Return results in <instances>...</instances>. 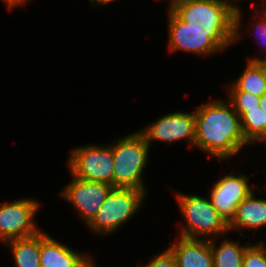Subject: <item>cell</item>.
Masks as SVG:
<instances>
[{"instance_id":"1","label":"cell","mask_w":266,"mask_h":267,"mask_svg":"<svg viewBox=\"0 0 266 267\" xmlns=\"http://www.w3.org/2000/svg\"><path fill=\"white\" fill-rule=\"evenodd\" d=\"M194 114V148L208 158L219 160L221 164L237 157L245 148L249 150L250 144L243 135L240 117L225 97H210L194 107Z\"/></svg>"},{"instance_id":"2","label":"cell","mask_w":266,"mask_h":267,"mask_svg":"<svg viewBox=\"0 0 266 267\" xmlns=\"http://www.w3.org/2000/svg\"><path fill=\"white\" fill-rule=\"evenodd\" d=\"M167 50L169 54L192 53L200 58L224 53L233 46L235 29L191 28L172 10H167ZM215 54V55H214Z\"/></svg>"},{"instance_id":"3","label":"cell","mask_w":266,"mask_h":267,"mask_svg":"<svg viewBox=\"0 0 266 267\" xmlns=\"http://www.w3.org/2000/svg\"><path fill=\"white\" fill-rule=\"evenodd\" d=\"M113 165V187L135 188L148 195L144 176L149 163L150 146L137 129L131 133L111 139Z\"/></svg>"},{"instance_id":"4","label":"cell","mask_w":266,"mask_h":267,"mask_svg":"<svg viewBox=\"0 0 266 267\" xmlns=\"http://www.w3.org/2000/svg\"><path fill=\"white\" fill-rule=\"evenodd\" d=\"M175 203L183 217L177 236L188 239H213L228 235L229 224L211 204L208 196L174 191ZM176 192V193H175Z\"/></svg>"},{"instance_id":"5","label":"cell","mask_w":266,"mask_h":267,"mask_svg":"<svg viewBox=\"0 0 266 267\" xmlns=\"http://www.w3.org/2000/svg\"><path fill=\"white\" fill-rule=\"evenodd\" d=\"M147 197L135 188H113L86 229L104 238L114 235L140 213Z\"/></svg>"},{"instance_id":"6","label":"cell","mask_w":266,"mask_h":267,"mask_svg":"<svg viewBox=\"0 0 266 267\" xmlns=\"http://www.w3.org/2000/svg\"><path fill=\"white\" fill-rule=\"evenodd\" d=\"M68 153L66 168L74 177L113 186L114 159L109 143L74 146Z\"/></svg>"},{"instance_id":"7","label":"cell","mask_w":266,"mask_h":267,"mask_svg":"<svg viewBox=\"0 0 266 267\" xmlns=\"http://www.w3.org/2000/svg\"><path fill=\"white\" fill-rule=\"evenodd\" d=\"M237 0H190L172 11L191 28L235 29Z\"/></svg>"},{"instance_id":"8","label":"cell","mask_w":266,"mask_h":267,"mask_svg":"<svg viewBox=\"0 0 266 267\" xmlns=\"http://www.w3.org/2000/svg\"><path fill=\"white\" fill-rule=\"evenodd\" d=\"M42 203L33 196L2 201L0 204V244L3 245L13 239L31 237L42 231L36 221Z\"/></svg>"},{"instance_id":"9","label":"cell","mask_w":266,"mask_h":267,"mask_svg":"<svg viewBox=\"0 0 266 267\" xmlns=\"http://www.w3.org/2000/svg\"><path fill=\"white\" fill-rule=\"evenodd\" d=\"M145 137L150 148L156 142L174 145L178 142H187L194 147L195 143V114L194 108L190 111H172L159 115L154 121L138 129ZM173 143V144H172Z\"/></svg>"},{"instance_id":"10","label":"cell","mask_w":266,"mask_h":267,"mask_svg":"<svg viewBox=\"0 0 266 267\" xmlns=\"http://www.w3.org/2000/svg\"><path fill=\"white\" fill-rule=\"evenodd\" d=\"M216 181L209 186L207 194L211 204L218 213L229 224L234 218L237 206L246 197H248L259 185H252L249 178L252 175H246L237 171H231L221 175Z\"/></svg>"},{"instance_id":"11","label":"cell","mask_w":266,"mask_h":267,"mask_svg":"<svg viewBox=\"0 0 266 267\" xmlns=\"http://www.w3.org/2000/svg\"><path fill=\"white\" fill-rule=\"evenodd\" d=\"M69 175L72 176L70 181L60 189L58 194L61 199L72 205V210H75L76 215L87 226L114 187L107 183L76 178L71 173Z\"/></svg>"},{"instance_id":"12","label":"cell","mask_w":266,"mask_h":267,"mask_svg":"<svg viewBox=\"0 0 266 267\" xmlns=\"http://www.w3.org/2000/svg\"><path fill=\"white\" fill-rule=\"evenodd\" d=\"M89 253L77 251L53 235L51 237L49 232L40 231L41 267H99Z\"/></svg>"},{"instance_id":"13","label":"cell","mask_w":266,"mask_h":267,"mask_svg":"<svg viewBox=\"0 0 266 267\" xmlns=\"http://www.w3.org/2000/svg\"><path fill=\"white\" fill-rule=\"evenodd\" d=\"M260 186L259 184V187L237 206L236 214L229 223L230 234L234 231L239 232V237H245L243 232L248 230V233L251 231L252 237L255 238V235H258L257 232L266 229V197H257V190L258 193H262L264 189Z\"/></svg>"},{"instance_id":"14","label":"cell","mask_w":266,"mask_h":267,"mask_svg":"<svg viewBox=\"0 0 266 267\" xmlns=\"http://www.w3.org/2000/svg\"><path fill=\"white\" fill-rule=\"evenodd\" d=\"M176 237L166 248L174 256L177 267H213L210 240Z\"/></svg>"},{"instance_id":"15","label":"cell","mask_w":266,"mask_h":267,"mask_svg":"<svg viewBox=\"0 0 266 267\" xmlns=\"http://www.w3.org/2000/svg\"><path fill=\"white\" fill-rule=\"evenodd\" d=\"M240 2L236 6L235 10V31H234V41L233 43L238 44L242 40V37H245V34H251L250 37H254V42L259 45V53L246 58L248 61H261L266 62V21H264L255 11H253V16L250 17V23L248 25L244 24V10L240 6ZM243 11V12H242ZM252 22V23H251ZM248 28L245 29L242 27ZM247 26V27H246ZM242 29V30H241ZM244 29V31H243ZM253 32V33H252ZM261 46V47H260ZM264 49V50H263ZM265 51V52H264ZM265 54H264V53ZM261 54V56H260ZM263 54V55H262ZM258 55V56H257Z\"/></svg>"},{"instance_id":"16","label":"cell","mask_w":266,"mask_h":267,"mask_svg":"<svg viewBox=\"0 0 266 267\" xmlns=\"http://www.w3.org/2000/svg\"><path fill=\"white\" fill-rule=\"evenodd\" d=\"M243 72L227 82L224 90H241L261 97L266 93V62L246 60Z\"/></svg>"},{"instance_id":"17","label":"cell","mask_w":266,"mask_h":267,"mask_svg":"<svg viewBox=\"0 0 266 267\" xmlns=\"http://www.w3.org/2000/svg\"><path fill=\"white\" fill-rule=\"evenodd\" d=\"M238 241L232 240L227 235L210 239L213 267H242L245 250L251 243L249 237L247 242H243L244 244L241 240Z\"/></svg>"},{"instance_id":"18","label":"cell","mask_w":266,"mask_h":267,"mask_svg":"<svg viewBox=\"0 0 266 267\" xmlns=\"http://www.w3.org/2000/svg\"><path fill=\"white\" fill-rule=\"evenodd\" d=\"M3 246L12 253L16 267H41L40 232L31 237L7 241Z\"/></svg>"},{"instance_id":"19","label":"cell","mask_w":266,"mask_h":267,"mask_svg":"<svg viewBox=\"0 0 266 267\" xmlns=\"http://www.w3.org/2000/svg\"><path fill=\"white\" fill-rule=\"evenodd\" d=\"M240 121L243 135L250 147L266 143V112L260 107L247 109V113L240 118Z\"/></svg>"},{"instance_id":"20","label":"cell","mask_w":266,"mask_h":267,"mask_svg":"<svg viewBox=\"0 0 266 267\" xmlns=\"http://www.w3.org/2000/svg\"><path fill=\"white\" fill-rule=\"evenodd\" d=\"M226 92V99L232 104L240 118L247 113V109L260 107L259 96L241 90H226Z\"/></svg>"},{"instance_id":"21","label":"cell","mask_w":266,"mask_h":267,"mask_svg":"<svg viewBox=\"0 0 266 267\" xmlns=\"http://www.w3.org/2000/svg\"><path fill=\"white\" fill-rule=\"evenodd\" d=\"M242 267H266V240L260 238L246 248Z\"/></svg>"},{"instance_id":"22","label":"cell","mask_w":266,"mask_h":267,"mask_svg":"<svg viewBox=\"0 0 266 267\" xmlns=\"http://www.w3.org/2000/svg\"><path fill=\"white\" fill-rule=\"evenodd\" d=\"M149 262L140 267H177L176 260L172 253L165 248L161 253H157L148 259Z\"/></svg>"},{"instance_id":"23","label":"cell","mask_w":266,"mask_h":267,"mask_svg":"<svg viewBox=\"0 0 266 267\" xmlns=\"http://www.w3.org/2000/svg\"><path fill=\"white\" fill-rule=\"evenodd\" d=\"M30 1L31 0H1L2 3H5V5L7 6L6 8L10 13L11 11L14 12V10L17 8H22L25 5H29Z\"/></svg>"},{"instance_id":"24","label":"cell","mask_w":266,"mask_h":267,"mask_svg":"<svg viewBox=\"0 0 266 267\" xmlns=\"http://www.w3.org/2000/svg\"><path fill=\"white\" fill-rule=\"evenodd\" d=\"M258 0V4H255V0L251 2V7L254 8L251 10H254L264 21H266V0ZM262 4V5H261ZM255 5H257V9H255Z\"/></svg>"},{"instance_id":"25","label":"cell","mask_w":266,"mask_h":267,"mask_svg":"<svg viewBox=\"0 0 266 267\" xmlns=\"http://www.w3.org/2000/svg\"><path fill=\"white\" fill-rule=\"evenodd\" d=\"M116 1L119 0H89L90 2V6L92 7V9L95 8H100L101 7H106L108 5H110L111 3H114ZM92 4V5H91Z\"/></svg>"},{"instance_id":"26","label":"cell","mask_w":266,"mask_h":267,"mask_svg":"<svg viewBox=\"0 0 266 267\" xmlns=\"http://www.w3.org/2000/svg\"><path fill=\"white\" fill-rule=\"evenodd\" d=\"M190 0H166V2L168 3L167 4V8H168V11L169 10H172L173 8H175L177 5L181 4V3H184V2H188Z\"/></svg>"},{"instance_id":"27","label":"cell","mask_w":266,"mask_h":267,"mask_svg":"<svg viewBox=\"0 0 266 267\" xmlns=\"http://www.w3.org/2000/svg\"><path fill=\"white\" fill-rule=\"evenodd\" d=\"M260 109L266 112V93L260 97Z\"/></svg>"}]
</instances>
